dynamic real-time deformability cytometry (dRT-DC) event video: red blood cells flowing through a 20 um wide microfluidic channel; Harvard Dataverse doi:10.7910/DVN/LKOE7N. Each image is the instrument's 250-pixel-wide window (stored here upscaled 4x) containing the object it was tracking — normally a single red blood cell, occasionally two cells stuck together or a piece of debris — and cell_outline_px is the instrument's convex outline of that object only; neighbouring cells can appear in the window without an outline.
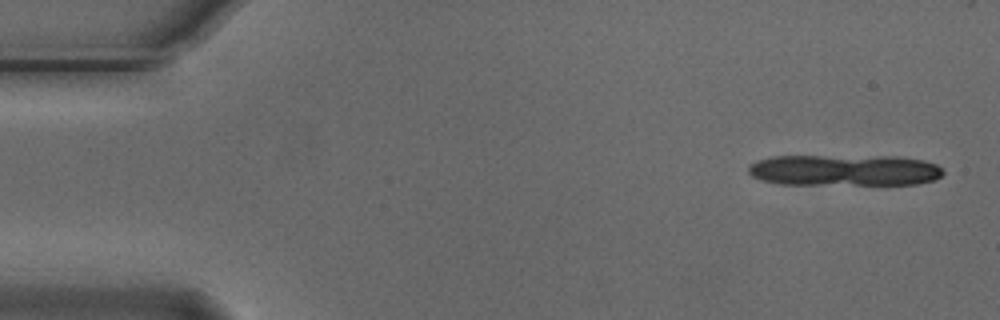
{"species": "Egyptian fruit bat (a non-hibernating species)", "species_latin": "Rousettus aegyptiacus", "temperature_condition": "cold", "stored_images_in_passage": 10, "camera_frame_rate_fps": 3000, "um_per_image_px": 0.085, "animal": {"sex": "male"}, "frame": {"image": 1, "passage_image": 2, "time_ms": 0.333, "image_size_px": [1000, 320], "cell_outline_px": [[944, 172], [940, 176], [932, 180], [916, 184], [780, 184], [764, 180], [752, 176], [748, 172], [748, 164], [756, 160], [772, 156], [900, 156], [924, 160], [936, 164]], "centroid_in_image_um": [71.75, 14.45], "position_along_channel_um": 13.3, "area_um2": 35.6}}